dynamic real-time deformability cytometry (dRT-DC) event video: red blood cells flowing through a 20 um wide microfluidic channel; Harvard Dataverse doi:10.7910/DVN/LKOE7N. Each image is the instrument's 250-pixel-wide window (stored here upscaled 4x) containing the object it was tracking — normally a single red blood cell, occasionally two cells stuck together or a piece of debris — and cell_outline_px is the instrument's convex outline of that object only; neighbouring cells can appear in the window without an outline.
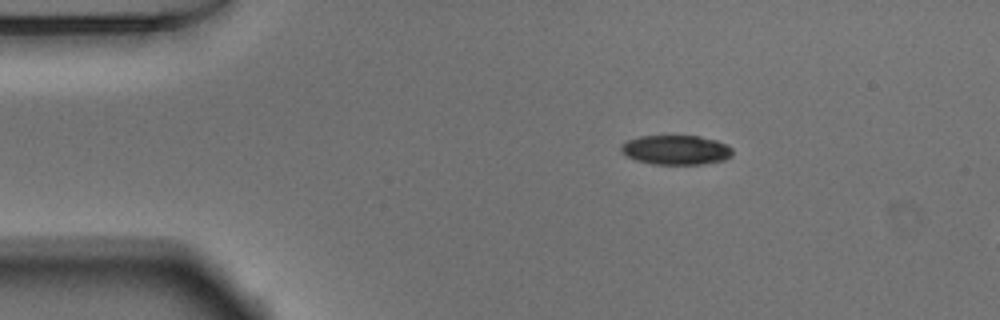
{"species": "Egyptian fruit bat (a non-hibernating species)", "species_latin": "Rousettus aegyptiacus", "temperature_condition": "warm", "stored_images_in_passage": 44, "camera_frame_rate_fps": 3000, "um_per_image_px": 0.085, "animal": {"sex": "male"}, "frame": {"image": 1, "passage_image": 1, "time_ms": 0.0, "image_size_px": [1000, 320], "cell_outline_px": [[732, 156], [724, 160], [700, 164], [652, 164], [636, 160], [620, 152], [620, 144], [624, 140], [640, 136], [700, 136], [716, 140], [728, 144], [732, 148]], "centroid_in_image_um": [57.43, 12.73], "position_along_channel_um": 27.6, "area_um2": 19.36}}
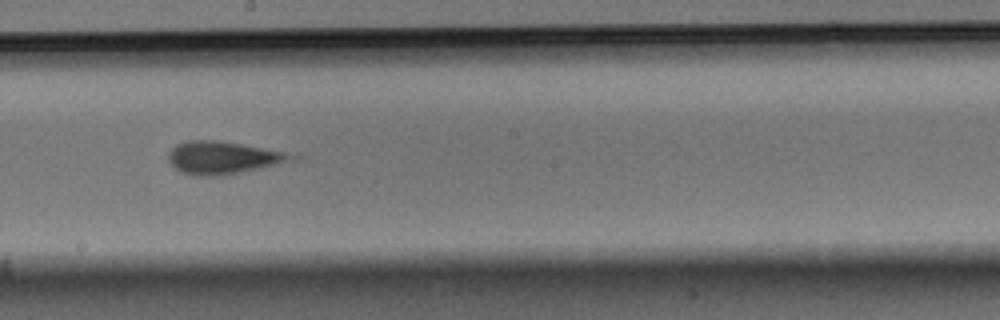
{"frame": {"image": 2, "passage_image": 21, "time_ms": 6.667, "image_size_px": [1000, 320], "cell_outline_px": [[304, 156], [296, 160], [220, 176], [196, 176], [180, 172], [168, 160], [168, 152], [176, 144], [188, 140], [220, 140], [284, 152]], "centroid_in_image_um": [18.95, 13.4], "position_along_channel_um": 229.2, "area_um2": 23.41}}
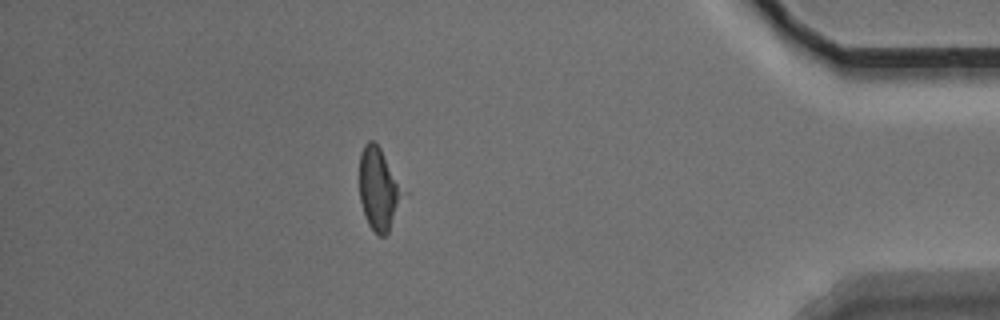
{"frame": {"image": 3, "passage_image": 38, "time_ms": 12.333, "image_size_px": [1000, 320], "cell_outline_px": [[408, 192], [388, 232], [384, 236], [380, 236], [368, 224], [360, 200], [360, 152], [364, 144], [368, 140], [372, 140], [380, 148]], "centroid_in_image_um": [32.25, 16.05], "position_along_channel_um": 402.9, "area_um2": 21.27}, "authors_computed_cell_mechanics": {"area_um2": 22.831, "velocity_mm_per_s": 3.8548, "shape_relaxation_time_tau1_ms": 2.2263, "shape_relaxation_time_tau2_ms": 3.7003, "deformation_change_tau1": 0.073, "deformation_change_tau2": 0.163}}